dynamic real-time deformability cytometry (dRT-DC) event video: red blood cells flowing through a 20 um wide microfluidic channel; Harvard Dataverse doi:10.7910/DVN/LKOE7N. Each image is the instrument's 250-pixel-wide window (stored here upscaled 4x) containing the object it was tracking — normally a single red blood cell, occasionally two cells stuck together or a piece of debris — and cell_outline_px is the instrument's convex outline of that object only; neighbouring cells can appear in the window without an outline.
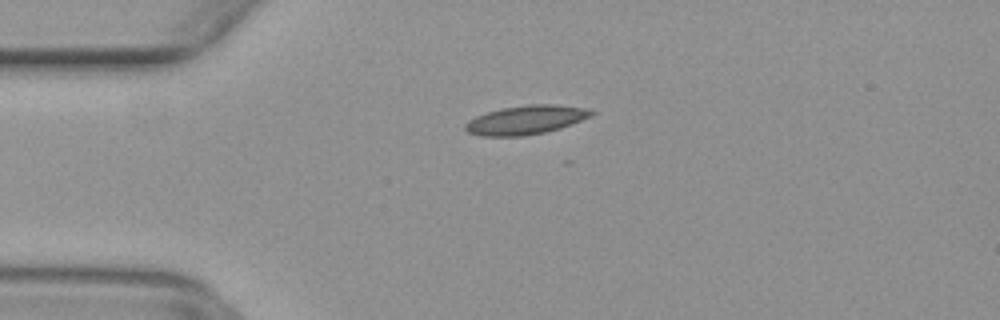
{"species": "common noctule bat (a hibernating species)", "species_latin": "Nyctalus noctula", "temperature_condition": "warm", "stored_images_in_passage": 35, "camera_frame_rate_fps": 3000, "um_per_image_px": 0.085, "animal": {"sex": "female", "body_mass_g": 29.2, "forearm_length_mm": 56.3}, "frame": {"image": 1, "passage_image": 2, "time_ms": 0.333, "image_size_px": [1000, 320], "cell_outline_px": [[596, 112], [592, 116], [572, 124], [560, 128], [544, 132], [524, 136], [480, 136], [468, 132], [464, 128], [464, 124], [468, 120], [476, 116], [488, 112], [504, 108], [528, 104], [556, 104], [588, 108]], "centroid_in_image_um": [44.72, 10.19], "position_along_channel_um": 40.3, "area_um2": 21.33}}
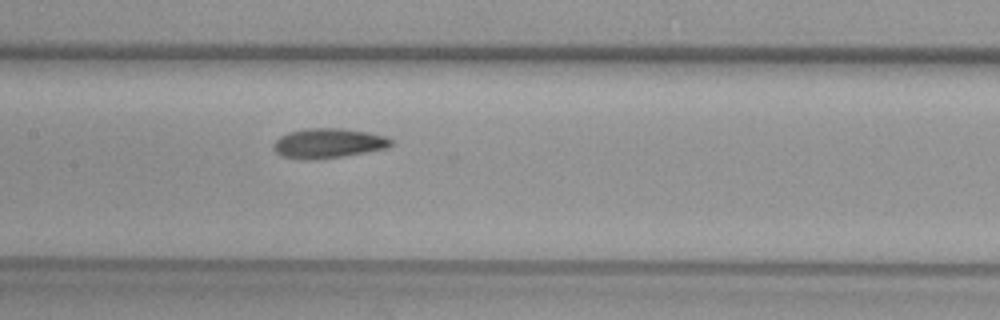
{"frame": {"image": 2, "passage_image": 14, "time_ms": 4.333, "image_size_px": [1000, 320], "cell_outline_px": [[396, 140], [388, 148], [344, 156], [304, 160], [280, 156], [272, 148], [272, 144], [280, 136], [288, 132], [304, 128], [344, 128], [368, 132], [384, 136]], "centroid_in_image_um": [27.9, 12.17], "position_along_channel_um": 179.5, "area_um2": 20.63}}
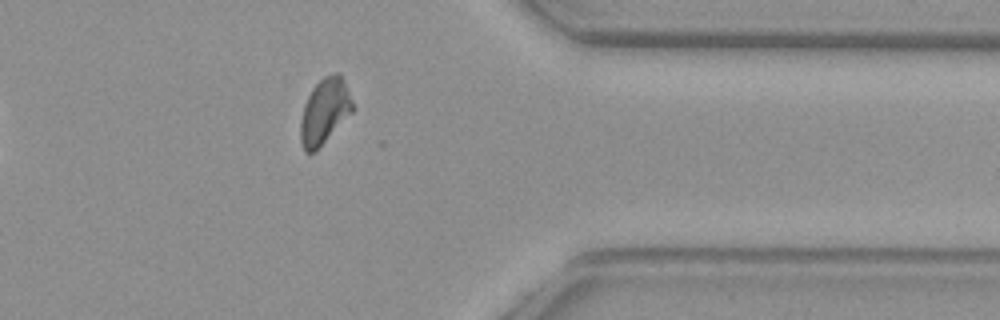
{"frame": {"image": 3, "passage_image": 30, "time_ms": 9.667, "image_size_px": [1000, 320], "cell_outline_px": [[352, 112], [316, 152], [304, 152], [300, 140], [300, 120], [304, 104], [312, 88], [324, 76], [336, 72], [340, 72], [352, 100]], "centroid_in_image_um": [27.56, 9.48], "position_along_channel_um": 383.8, "area_um2": 19.88}}